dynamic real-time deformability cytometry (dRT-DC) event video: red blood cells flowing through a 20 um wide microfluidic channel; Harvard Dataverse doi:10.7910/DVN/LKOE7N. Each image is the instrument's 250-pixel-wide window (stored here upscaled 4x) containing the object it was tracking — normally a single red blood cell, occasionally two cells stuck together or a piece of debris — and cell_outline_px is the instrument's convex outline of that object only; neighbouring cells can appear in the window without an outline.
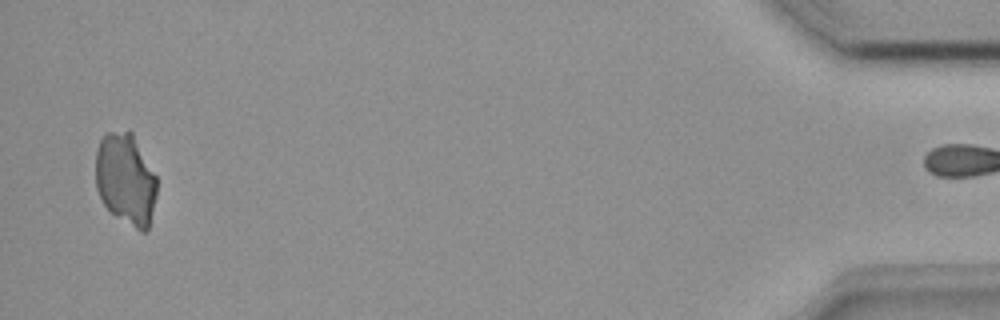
{"species": "common noctule bat (a hibernating species)", "species_latin": "Nyctalus noctula", "temperature_condition": "room temperature", "stored_images_in_passage": 38, "camera_frame_rate_fps": 3000, "um_per_image_px": 0.085, "animal": {"sex": "female", "body_mass_g": 18.4}, "frame": {"image": 1, "passage_image": 37, "time_ms": 12.0, "image_size_px": [1000, 320], "cell_outline_px": [[156, 196], [148, 228], [144, 232], [140, 232], [116, 216], [104, 204], [96, 188], [96, 152], [100, 140], [108, 132], [128, 128], [132, 132], [156, 176]], "centroid_in_image_um": [10.68, 15.2], "position_along_channel_um": 424.5, "area_um2": 32.66}}